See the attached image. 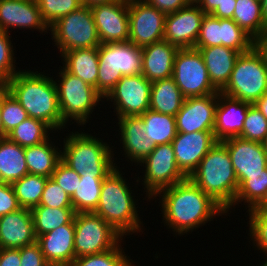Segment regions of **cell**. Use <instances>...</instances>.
Returning a JSON list of instances; mask_svg holds the SVG:
<instances>
[{
	"label": "cell",
	"instance_id": "43",
	"mask_svg": "<svg viewBox=\"0 0 267 266\" xmlns=\"http://www.w3.org/2000/svg\"><path fill=\"white\" fill-rule=\"evenodd\" d=\"M3 129L6 134L11 132L25 119L28 113L22 108L21 104L12 96L10 92L3 98L0 106Z\"/></svg>",
	"mask_w": 267,
	"mask_h": 266
},
{
	"label": "cell",
	"instance_id": "14",
	"mask_svg": "<svg viewBox=\"0 0 267 266\" xmlns=\"http://www.w3.org/2000/svg\"><path fill=\"white\" fill-rule=\"evenodd\" d=\"M220 45L244 53L253 47L254 39L233 19H220L206 14L203 17L194 48Z\"/></svg>",
	"mask_w": 267,
	"mask_h": 266
},
{
	"label": "cell",
	"instance_id": "32",
	"mask_svg": "<svg viewBox=\"0 0 267 266\" xmlns=\"http://www.w3.org/2000/svg\"><path fill=\"white\" fill-rule=\"evenodd\" d=\"M139 117L147 130V138L151 139V143H155L156 146L172 143L176 137V119L174 116L148 109Z\"/></svg>",
	"mask_w": 267,
	"mask_h": 266
},
{
	"label": "cell",
	"instance_id": "44",
	"mask_svg": "<svg viewBox=\"0 0 267 266\" xmlns=\"http://www.w3.org/2000/svg\"><path fill=\"white\" fill-rule=\"evenodd\" d=\"M9 33L0 30V81L8 82L17 72Z\"/></svg>",
	"mask_w": 267,
	"mask_h": 266
},
{
	"label": "cell",
	"instance_id": "45",
	"mask_svg": "<svg viewBox=\"0 0 267 266\" xmlns=\"http://www.w3.org/2000/svg\"><path fill=\"white\" fill-rule=\"evenodd\" d=\"M39 206L73 208L71 197L51 177L45 183Z\"/></svg>",
	"mask_w": 267,
	"mask_h": 266
},
{
	"label": "cell",
	"instance_id": "49",
	"mask_svg": "<svg viewBox=\"0 0 267 266\" xmlns=\"http://www.w3.org/2000/svg\"><path fill=\"white\" fill-rule=\"evenodd\" d=\"M146 2L165 14H169L186 7L191 0H146Z\"/></svg>",
	"mask_w": 267,
	"mask_h": 266
},
{
	"label": "cell",
	"instance_id": "29",
	"mask_svg": "<svg viewBox=\"0 0 267 266\" xmlns=\"http://www.w3.org/2000/svg\"><path fill=\"white\" fill-rule=\"evenodd\" d=\"M26 174L25 148L7 137L0 139V181L12 184Z\"/></svg>",
	"mask_w": 267,
	"mask_h": 266
},
{
	"label": "cell",
	"instance_id": "9",
	"mask_svg": "<svg viewBox=\"0 0 267 266\" xmlns=\"http://www.w3.org/2000/svg\"><path fill=\"white\" fill-rule=\"evenodd\" d=\"M49 28L60 54L75 49L99 47L101 44L91 8L87 6H81L65 15Z\"/></svg>",
	"mask_w": 267,
	"mask_h": 266
},
{
	"label": "cell",
	"instance_id": "21",
	"mask_svg": "<svg viewBox=\"0 0 267 266\" xmlns=\"http://www.w3.org/2000/svg\"><path fill=\"white\" fill-rule=\"evenodd\" d=\"M15 27L49 31L36 0H0V30L10 33Z\"/></svg>",
	"mask_w": 267,
	"mask_h": 266
},
{
	"label": "cell",
	"instance_id": "10",
	"mask_svg": "<svg viewBox=\"0 0 267 266\" xmlns=\"http://www.w3.org/2000/svg\"><path fill=\"white\" fill-rule=\"evenodd\" d=\"M75 258L100 254L113 249L122 236L94 212L75 213Z\"/></svg>",
	"mask_w": 267,
	"mask_h": 266
},
{
	"label": "cell",
	"instance_id": "48",
	"mask_svg": "<svg viewBox=\"0 0 267 266\" xmlns=\"http://www.w3.org/2000/svg\"><path fill=\"white\" fill-rule=\"evenodd\" d=\"M20 208L12 185L0 181V217Z\"/></svg>",
	"mask_w": 267,
	"mask_h": 266
},
{
	"label": "cell",
	"instance_id": "24",
	"mask_svg": "<svg viewBox=\"0 0 267 266\" xmlns=\"http://www.w3.org/2000/svg\"><path fill=\"white\" fill-rule=\"evenodd\" d=\"M74 224H65L37 238L44 258L51 266H71L75 259Z\"/></svg>",
	"mask_w": 267,
	"mask_h": 266
},
{
	"label": "cell",
	"instance_id": "50",
	"mask_svg": "<svg viewBox=\"0 0 267 266\" xmlns=\"http://www.w3.org/2000/svg\"><path fill=\"white\" fill-rule=\"evenodd\" d=\"M0 266H21L20 248H0Z\"/></svg>",
	"mask_w": 267,
	"mask_h": 266
},
{
	"label": "cell",
	"instance_id": "57",
	"mask_svg": "<svg viewBox=\"0 0 267 266\" xmlns=\"http://www.w3.org/2000/svg\"><path fill=\"white\" fill-rule=\"evenodd\" d=\"M260 2H261V12L264 24L267 26V0H260Z\"/></svg>",
	"mask_w": 267,
	"mask_h": 266
},
{
	"label": "cell",
	"instance_id": "33",
	"mask_svg": "<svg viewBox=\"0 0 267 266\" xmlns=\"http://www.w3.org/2000/svg\"><path fill=\"white\" fill-rule=\"evenodd\" d=\"M31 213L37 238L62 225L74 224L73 208H50L38 205L31 209Z\"/></svg>",
	"mask_w": 267,
	"mask_h": 266
},
{
	"label": "cell",
	"instance_id": "27",
	"mask_svg": "<svg viewBox=\"0 0 267 266\" xmlns=\"http://www.w3.org/2000/svg\"><path fill=\"white\" fill-rule=\"evenodd\" d=\"M212 85L221 91L228 83L240 52L225 46L198 48Z\"/></svg>",
	"mask_w": 267,
	"mask_h": 266
},
{
	"label": "cell",
	"instance_id": "25",
	"mask_svg": "<svg viewBox=\"0 0 267 266\" xmlns=\"http://www.w3.org/2000/svg\"><path fill=\"white\" fill-rule=\"evenodd\" d=\"M178 50L177 46L164 39L142 48L141 74L151 83L172 77Z\"/></svg>",
	"mask_w": 267,
	"mask_h": 266
},
{
	"label": "cell",
	"instance_id": "8",
	"mask_svg": "<svg viewBox=\"0 0 267 266\" xmlns=\"http://www.w3.org/2000/svg\"><path fill=\"white\" fill-rule=\"evenodd\" d=\"M59 77H61L59 78L61 81L57 82L60 84L56 81L55 84L62 120L66 124L71 119L79 125L88 123L89 115L104 97L95 87L72 75L64 68L60 69Z\"/></svg>",
	"mask_w": 267,
	"mask_h": 266
},
{
	"label": "cell",
	"instance_id": "39",
	"mask_svg": "<svg viewBox=\"0 0 267 266\" xmlns=\"http://www.w3.org/2000/svg\"><path fill=\"white\" fill-rule=\"evenodd\" d=\"M121 242L109 251L75 258L71 266H134L132 259L127 258L123 251Z\"/></svg>",
	"mask_w": 267,
	"mask_h": 266
},
{
	"label": "cell",
	"instance_id": "6",
	"mask_svg": "<svg viewBox=\"0 0 267 266\" xmlns=\"http://www.w3.org/2000/svg\"><path fill=\"white\" fill-rule=\"evenodd\" d=\"M97 91L105 97L123 76L142 72V48L130 41L100 44Z\"/></svg>",
	"mask_w": 267,
	"mask_h": 266
},
{
	"label": "cell",
	"instance_id": "60",
	"mask_svg": "<svg viewBox=\"0 0 267 266\" xmlns=\"http://www.w3.org/2000/svg\"><path fill=\"white\" fill-rule=\"evenodd\" d=\"M262 143H263V146L265 148V151L267 152V137L265 138V140Z\"/></svg>",
	"mask_w": 267,
	"mask_h": 266
},
{
	"label": "cell",
	"instance_id": "17",
	"mask_svg": "<svg viewBox=\"0 0 267 266\" xmlns=\"http://www.w3.org/2000/svg\"><path fill=\"white\" fill-rule=\"evenodd\" d=\"M219 92L206 96L187 97L175 115L177 132L213 131Z\"/></svg>",
	"mask_w": 267,
	"mask_h": 266
},
{
	"label": "cell",
	"instance_id": "52",
	"mask_svg": "<svg viewBox=\"0 0 267 266\" xmlns=\"http://www.w3.org/2000/svg\"><path fill=\"white\" fill-rule=\"evenodd\" d=\"M253 47L262 56L264 63L267 66V29L260 36L254 39Z\"/></svg>",
	"mask_w": 267,
	"mask_h": 266
},
{
	"label": "cell",
	"instance_id": "51",
	"mask_svg": "<svg viewBox=\"0 0 267 266\" xmlns=\"http://www.w3.org/2000/svg\"><path fill=\"white\" fill-rule=\"evenodd\" d=\"M236 3V0H224L210 15L220 19H232Z\"/></svg>",
	"mask_w": 267,
	"mask_h": 266
},
{
	"label": "cell",
	"instance_id": "23",
	"mask_svg": "<svg viewBox=\"0 0 267 266\" xmlns=\"http://www.w3.org/2000/svg\"><path fill=\"white\" fill-rule=\"evenodd\" d=\"M35 241L31 209L20 208L0 217V248L19 249Z\"/></svg>",
	"mask_w": 267,
	"mask_h": 266
},
{
	"label": "cell",
	"instance_id": "56",
	"mask_svg": "<svg viewBox=\"0 0 267 266\" xmlns=\"http://www.w3.org/2000/svg\"><path fill=\"white\" fill-rule=\"evenodd\" d=\"M8 92H9L8 82L0 81V106L3 98L6 96Z\"/></svg>",
	"mask_w": 267,
	"mask_h": 266
},
{
	"label": "cell",
	"instance_id": "42",
	"mask_svg": "<svg viewBox=\"0 0 267 266\" xmlns=\"http://www.w3.org/2000/svg\"><path fill=\"white\" fill-rule=\"evenodd\" d=\"M249 212V236L253 244L267 256V207H256Z\"/></svg>",
	"mask_w": 267,
	"mask_h": 266
},
{
	"label": "cell",
	"instance_id": "35",
	"mask_svg": "<svg viewBox=\"0 0 267 266\" xmlns=\"http://www.w3.org/2000/svg\"><path fill=\"white\" fill-rule=\"evenodd\" d=\"M238 183L234 205L244 201L248 205V210L267 207V174L248 175V179H241Z\"/></svg>",
	"mask_w": 267,
	"mask_h": 266
},
{
	"label": "cell",
	"instance_id": "2",
	"mask_svg": "<svg viewBox=\"0 0 267 266\" xmlns=\"http://www.w3.org/2000/svg\"><path fill=\"white\" fill-rule=\"evenodd\" d=\"M9 92L28 116L48 124L53 131L65 126L58 102L57 87L52 77L20 70L9 81Z\"/></svg>",
	"mask_w": 267,
	"mask_h": 266
},
{
	"label": "cell",
	"instance_id": "36",
	"mask_svg": "<svg viewBox=\"0 0 267 266\" xmlns=\"http://www.w3.org/2000/svg\"><path fill=\"white\" fill-rule=\"evenodd\" d=\"M48 130L53 132V129L45 122L28 117L9 132L7 138L25 148L41 144L49 139Z\"/></svg>",
	"mask_w": 267,
	"mask_h": 266
},
{
	"label": "cell",
	"instance_id": "55",
	"mask_svg": "<svg viewBox=\"0 0 267 266\" xmlns=\"http://www.w3.org/2000/svg\"><path fill=\"white\" fill-rule=\"evenodd\" d=\"M83 6L94 7L96 5L109 4L118 0H80Z\"/></svg>",
	"mask_w": 267,
	"mask_h": 266
},
{
	"label": "cell",
	"instance_id": "16",
	"mask_svg": "<svg viewBox=\"0 0 267 266\" xmlns=\"http://www.w3.org/2000/svg\"><path fill=\"white\" fill-rule=\"evenodd\" d=\"M205 15L194 1L176 12L166 14L164 40L178 48L194 47Z\"/></svg>",
	"mask_w": 267,
	"mask_h": 266
},
{
	"label": "cell",
	"instance_id": "1",
	"mask_svg": "<svg viewBox=\"0 0 267 266\" xmlns=\"http://www.w3.org/2000/svg\"><path fill=\"white\" fill-rule=\"evenodd\" d=\"M162 197L164 224L181 235L192 232L226 210L210 195L204 193L189 177L171 187L159 191Z\"/></svg>",
	"mask_w": 267,
	"mask_h": 266
},
{
	"label": "cell",
	"instance_id": "58",
	"mask_svg": "<svg viewBox=\"0 0 267 266\" xmlns=\"http://www.w3.org/2000/svg\"><path fill=\"white\" fill-rule=\"evenodd\" d=\"M7 134L4 132L2 119H1V113H0V139L6 138Z\"/></svg>",
	"mask_w": 267,
	"mask_h": 266
},
{
	"label": "cell",
	"instance_id": "13",
	"mask_svg": "<svg viewBox=\"0 0 267 266\" xmlns=\"http://www.w3.org/2000/svg\"><path fill=\"white\" fill-rule=\"evenodd\" d=\"M151 87L142 74L123 76L104 98L116 105L117 118L140 116L150 109Z\"/></svg>",
	"mask_w": 267,
	"mask_h": 266
},
{
	"label": "cell",
	"instance_id": "47",
	"mask_svg": "<svg viewBox=\"0 0 267 266\" xmlns=\"http://www.w3.org/2000/svg\"><path fill=\"white\" fill-rule=\"evenodd\" d=\"M21 266H51L37 241L20 248Z\"/></svg>",
	"mask_w": 267,
	"mask_h": 266
},
{
	"label": "cell",
	"instance_id": "12",
	"mask_svg": "<svg viewBox=\"0 0 267 266\" xmlns=\"http://www.w3.org/2000/svg\"><path fill=\"white\" fill-rule=\"evenodd\" d=\"M139 164L146 168L143 185L148 199L187 178L177 166L172 143L157 145Z\"/></svg>",
	"mask_w": 267,
	"mask_h": 266
},
{
	"label": "cell",
	"instance_id": "31",
	"mask_svg": "<svg viewBox=\"0 0 267 266\" xmlns=\"http://www.w3.org/2000/svg\"><path fill=\"white\" fill-rule=\"evenodd\" d=\"M50 141L49 138L41 144L25 147L28 173L48 178L52 176L58 162L61 160V150Z\"/></svg>",
	"mask_w": 267,
	"mask_h": 266
},
{
	"label": "cell",
	"instance_id": "34",
	"mask_svg": "<svg viewBox=\"0 0 267 266\" xmlns=\"http://www.w3.org/2000/svg\"><path fill=\"white\" fill-rule=\"evenodd\" d=\"M233 20L253 39L260 36L267 26L261 12L260 0H236Z\"/></svg>",
	"mask_w": 267,
	"mask_h": 266
},
{
	"label": "cell",
	"instance_id": "59",
	"mask_svg": "<svg viewBox=\"0 0 267 266\" xmlns=\"http://www.w3.org/2000/svg\"><path fill=\"white\" fill-rule=\"evenodd\" d=\"M122 2H125V3H132V2H141V1H146V0H120Z\"/></svg>",
	"mask_w": 267,
	"mask_h": 266
},
{
	"label": "cell",
	"instance_id": "41",
	"mask_svg": "<svg viewBox=\"0 0 267 266\" xmlns=\"http://www.w3.org/2000/svg\"><path fill=\"white\" fill-rule=\"evenodd\" d=\"M239 137L261 143L267 137V119L253 104L248 108L243 129Z\"/></svg>",
	"mask_w": 267,
	"mask_h": 266
},
{
	"label": "cell",
	"instance_id": "30",
	"mask_svg": "<svg viewBox=\"0 0 267 266\" xmlns=\"http://www.w3.org/2000/svg\"><path fill=\"white\" fill-rule=\"evenodd\" d=\"M185 97L172 77L152 82L150 109L174 116L180 111Z\"/></svg>",
	"mask_w": 267,
	"mask_h": 266
},
{
	"label": "cell",
	"instance_id": "46",
	"mask_svg": "<svg viewBox=\"0 0 267 266\" xmlns=\"http://www.w3.org/2000/svg\"><path fill=\"white\" fill-rule=\"evenodd\" d=\"M51 178L71 197L77 190L80 175L60 160Z\"/></svg>",
	"mask_w": 267,
	"mask_h": 266
},
{
	"label": "cell",
	"instance_id": "15",
	"mask_svg": "<svg viewBox=\"0 0 267 266\" xmlns=\"http://www.w3.org/2000/svg\"><path fill=\"white\" fill-rule=\"evenodd\" d=\"M129 40L139 48L164 39L166 14L146 1L129 3Z\"/></svg>",
	"mask_w": 267,
	"mask_h": 266
},
{
	"label": "cell",
	"instance_id": "40",
	"mask_svg": "<svg viewBox=\"0 0 267 266\" xmlns=\"http://www.w3.org/2000/svg\"><path fill=\"white\" fill-rule=\"evenodd\" d=\"M43 20L50 27L60 18L79 9L80 0H36Z\"/></svg>",
	"mask_w": 267,
	"mask_h": 266
},
{
	"label": "cell",
	"instance_id": "26",
	"mask_svg": "<svg viewBox=\"0 0 267 266\" xmlns=\"http://www.w3.org/2000/svg\"><path fill=\"white\" fill-rule=\"evenodd\" d=\"M119 134H121L120 143L123 144L125 157L137 165L142 162L156 147L147 138L146 129L142 119L139 116H125L118 118Z\"/></svg>",
	"mask_w": 267,
	"mask_h": 266
},
{
	"label": "cell",
	"instance_id": "3",
	"mask_svg": "<svg viewBox=\"0 0 267 266\" xmlns=\"http://www.w3.org/2000/svg\"><path fill=\"white\" fill-rule=\"evenodd\" d=\"M116 167L103 180L98 206L94 213L109 223L122 237L142 229L131 188ZM121 173V174H120ZM131 190V191H130Z\"/></svg>",
	"mask_w": 267,
	"mask_h": 266
},
{
	"label": "cell",
	"instance_id": "7",
	"mask_svg": "<svg viewBox=\"0 0 267 266\" xmlns=\"http://www.w3.org/2000/svg\"><path fill=\"white\" fill-rule=\"evenodd\" d=\"M220 92L251 104L267 92V66L254 47L240 53L228 83Z\"/></svg>",
	"mask_w": 267,
	"mask_h": 266
},
{
	"label": "cell",
	"instance_id": "22",
	"mask_svg": "<svg viewBox=\"0 0 267 266\" xmlns=\"http://www.w3.org/2000/svg\"><path fill=\"white\" fill-rule=\"evenodd\" d=\"M251 103L224 95L219 91L213 133L218 142L239 137Z\"/></svg>",
	"mask_w": 267,
	"mask_h": 266
},
{
	"label": "cell",
	"instance_id": "20",
	"mask_svg": "<svg viewBox=\"0 0 267 266\" xmlns=\"http://www.w3.org/2000/svg\"><path fill=\"white\" fill-rule=\"evenodd\" d=\"M101 44L129 40V4L120 0L91 7Z\"/></svg>",
	"mask_w": 267,
	"mask_h": 266
},
{
	"label": "cell",
	"instance_id": "54",
	"mask_svg": "<svg viewBox=\"0 0 267 266\" xmlns=\"http://www.w3.org/2000/svg\"><path fill=\"white\" fill-rule=\"evenodd\" d=\"M267 119V92L253 104Z\"/></svg>",
	"mask_w": 267,
	"mask_h": 266
},
{
	"label": "cell",
	"instance_id": "18",
	"mask_svg": "<svg viewBox=\"0 0 267 266\" xmlns=\"http://www.w3.org/2000/svg\"><path fill=\"white\" fill-rule=\"evenodd\" d=\"M230 155L237 180L267 174V152L263 143L233 137L221 142Z\"/></svg>",
	"mask_w": 267,
	"mask_h": 266
},
{
	"label": "cell",
	"instance_id": "37",
	"mask_svg": "<svg viewBox=\"0 0 267 266\" xmlns=\"http://www.w3.org/2000/svg\"><path fill=\"white\" fill-rule=\"evenodd\" d=\"M77 190L71 196L72 206L75 213L94 212L98 206L101 185L104 179L93 176H80Z\"/></svg>",
	"mask_w": 267,
	"mask_h": 266
},
{
	"label": "cell",
	"instance_id": "61",
	"mask_svg": "<svg viewBox=\"0 0 267 266\" xmlns=\"http://www.w3.org/2000/svg\"><path fill=\"white\" fill-rule=\"evenodd\" d=\"M261 266H267V258H266V262L264 261L263 265H261Z\"/></svg>",
	"mask_w": 267,
	"mask_h": 266
},
{
	"label": "cell",
	"instance_id": "4",
	"mask_svg": "<svg viewBox=\"0 0 267 266\" xmlns=\"http://www.w3.org/2000/svg\"><path fill=\"white\" fill-rule=\"evenodd\" d=\"M189 178L226 213L234 205L239 183L227 148L221 142L209 150Z\"/></svg>",
	"mask_w": 267,
	"mask_h": 266
},
{
	"label": "cell",
	"instance_id": "5",
	"mask_svg": "<svg viewBox=\"0 0 267 266\" xmlns=\"http://www.w3.org/2000/svg\"><path fill=\"white\" fill-rule=\"evenodd\" d=\"M98 139L89 133L72 132L64 138L61 160L80 176L104 179L117 166L112 147Z\"/></svg>",
	"mask_w": 267,
	"mask_h": 266
},
{
	"label": "cell",
	"instance_id": "53",
	"mask_svg": "<svg viewBox=\"0 0 267 266\" xmlns=\"http://www.w3.org/2000/svg\"><path fill=\"white\" fill-rule=\"evenodd\" d=\"M224 0H194V2L205 12L211 14Z\"/></svg>",
	"mask_w": 267,
	"mask_h": 266
},
{
	"label": "cell",
	"instance_id": "38",
	"mask_svg": "<svg viewBox=\"0 0 267 266\" xmlns=\"http://www.w3.org/2000/svg\"><path fill=\"white\" fill-rule=\"evenodd\" d=\"M47 179L42 175L28 173L11 184L21 208L32 209L39 205Z\"/></svg>",
	"mask_w": 267,
	"mask_h": 266
},
{
	"label": "cell",
	"instance_id": "28",
	"mask_svg": "<svg viewBox=\"0 0 267 266\" xmlns=\"http://www.w3.org/2000/svg\"><path fill=\"white\" fill-rule=\"evenodd\" d=\"M63 68L97 90L99 69L98 47L70 50L61 54Z\"/></svg>",
	"mask_w": 267,
	"mask_h": 266
},
{
	"label": "cell",
	"instance_id": "11",
	"mask_svg": "<svg viewBox=\"0 0 267 266\" xmlns=\"http://www.w3.org/2000/svg\"><path fill=\"white\" fill-rule=\"evenodd\" d=\"M172 78L185 98L219 92L210 82L202 54L194 47L179 48L174 59Z\"/></svg>",
	"mask_w": 267,
	"mask_h": 266
},
{
	"label": "cell",
	"instance_id": "19",
	"mask_svg": "<svg viewBox=\"0 0 267 266\" xmlns=\"http://www.w3.org/2000/svg\"><path fill=\"white\" fill-rule=\"evenodd\" d=\"M216 143L218 141L213 131L177 132L176 137L172 140V147L180 171L186 177H190L199 166L200 161Z\"/></svg>",
	"mask_w": 267,
	"mask_h": 266
}]
</instances>
